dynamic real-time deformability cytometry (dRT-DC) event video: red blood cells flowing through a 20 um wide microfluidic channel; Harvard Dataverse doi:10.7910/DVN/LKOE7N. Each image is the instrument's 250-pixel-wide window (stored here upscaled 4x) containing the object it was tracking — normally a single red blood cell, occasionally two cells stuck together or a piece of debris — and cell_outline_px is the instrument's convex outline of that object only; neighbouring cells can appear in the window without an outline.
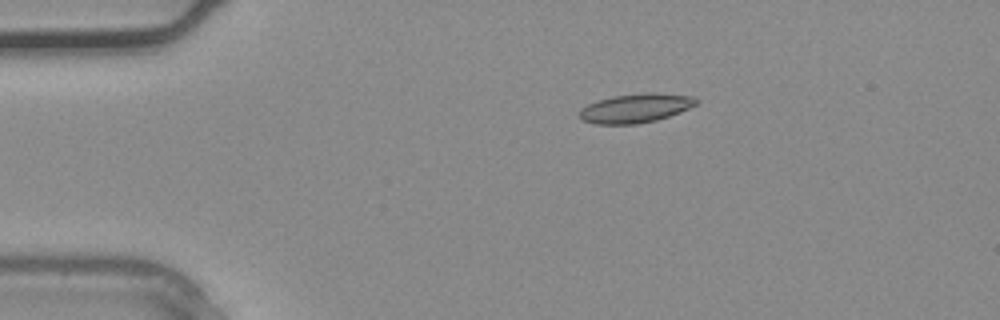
{"species": "common noctule bat (a hibernating species)", "species_latin": "Nyctalus noctula", "temperature_condition": "warm", "stored_images_in_passage": 30, "camera_frame_rate_fps": 3000, "um_per_image_px": 0.085, "animal": {"sex": "male", "body_mass_g": 20.4}, "frame": {"image": 1, "passage_image": 1, "time_ms": 0.0, "image_size_px": [1000, 320], "cell_outline_px": [[700, 100], [696, 104], [680, 112], [656, 120], [636, 124], [596, 124], [580, 120], [576, 112], [580, 108], [588, 104], [612, 96], [648, 92], [696, 96]], "centroid_in_image_um": [53.99, 9.19], "position_along_channel_um": 31.0, "area_um2": 19.94}}